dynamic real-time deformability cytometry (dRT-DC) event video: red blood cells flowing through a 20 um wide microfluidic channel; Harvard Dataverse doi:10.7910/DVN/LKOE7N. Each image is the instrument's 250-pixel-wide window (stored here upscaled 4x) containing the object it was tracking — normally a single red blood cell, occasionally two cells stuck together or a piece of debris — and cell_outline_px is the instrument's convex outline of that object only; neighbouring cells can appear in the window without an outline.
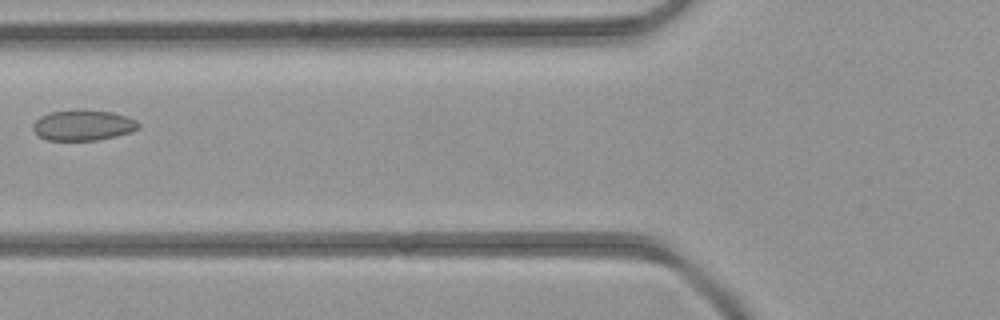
{"species": "common noctule bat (a hibernating species)", "species_latin": "Nyctalus noctula", "temperature_condition": "room temperature", "stored_images_in_passage": 6, "camera_frame_rate_fps": 3000, "um_per_image_px": 0.085, "animal": {"sex": "female", "body_mass_g": 21.9}, "frame": {"image": 1, "passage_image": 6, "time_ms": 6.0, "image_size_px": [1000, 320], "cell_outline_px": [[140, 128], [132, 132], [116, 136], [96, 140], [44, 140], [32, 128], [32, 124], [40, 116], [52, 112], [112, 112], [136, 120], [140, 124]], "centroid_in_image_um": [7.07, 10.69], "position_along_channel_um": 118.7, "area_um2": 18.15}}